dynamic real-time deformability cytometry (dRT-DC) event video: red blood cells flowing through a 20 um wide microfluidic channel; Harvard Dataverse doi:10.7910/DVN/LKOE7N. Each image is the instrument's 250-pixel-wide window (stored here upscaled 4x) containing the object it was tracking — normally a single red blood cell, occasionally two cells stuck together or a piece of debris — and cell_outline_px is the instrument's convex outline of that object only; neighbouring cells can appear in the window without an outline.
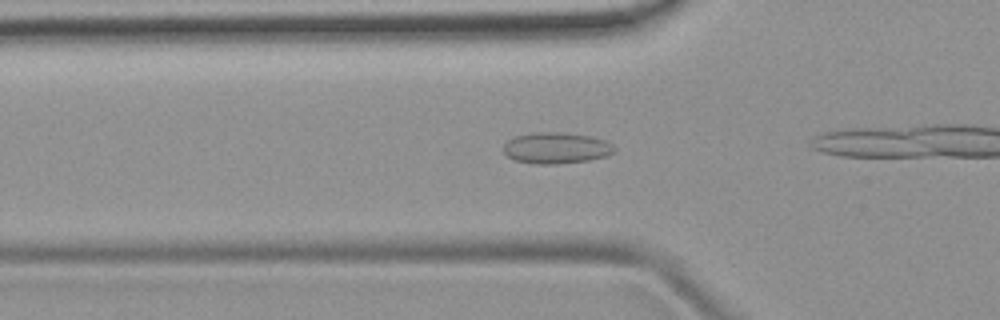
{"species": "common noctule bat (a hibernating species)", "species_latin": "Nyctalus noctula", "temperature_condition": "room temperature", "stored_images_in_passage": 32, "camera_frame_rate_fps": 3000, "um_per_image_px": 0.085, "animal": {"sex": "female", "body_mass_g": 19.9}, "frame": {"image": 1, "passage_image": 10, "time_ms": 3.0, "image_size_px": [1000, 320], "cell_outline_px": [[616, 152], [608, 156], [588, 160], [556, 164], [532, 164], [516, 160], [508, 156], [504, 152], [504, 144], [508, 140], [516, 136], [536, 132], [564, 132], [592, 136], [604, 140], [612, 144], [616, 148]], "centroid_in_image_um": [47.32, 12.58], "position_along_channel_um": 78.5, "area_um2": 20.29}}